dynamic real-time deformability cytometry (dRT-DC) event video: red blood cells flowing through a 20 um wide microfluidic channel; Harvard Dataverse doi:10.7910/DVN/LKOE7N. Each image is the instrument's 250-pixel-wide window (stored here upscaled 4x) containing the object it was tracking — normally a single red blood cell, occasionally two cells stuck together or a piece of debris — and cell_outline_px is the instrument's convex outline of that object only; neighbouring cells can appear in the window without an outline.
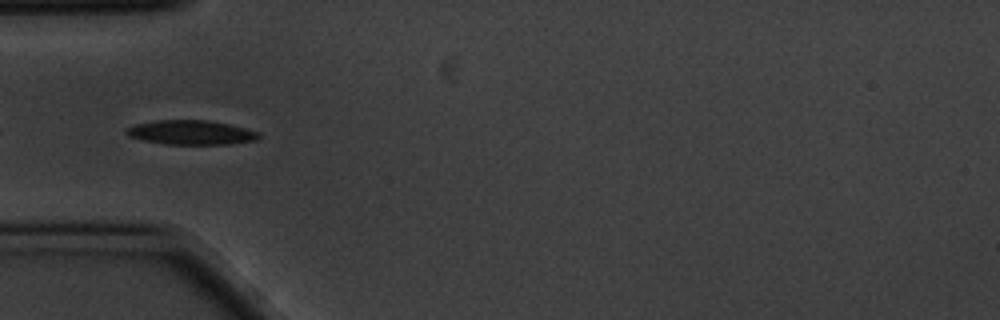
{"species": "common noctule bat (a hibernating species)", "species_latin": "Nyctalus noctula", "temperature_condition": "cold", "stored_images_in_passage": 2, "camera_frame_rate_fps": 3000, "um_per_image_px": 0.085, "animal": {"sex": "male", "body_mass_g": 20.1, "forearm_length_mm": 53.5}, "frame": {"image": 1, "passage_image": 1, "time_ms": 0.0, "image_size_px": [1000, 320], "cell_outline_px": [[260, 136], [256, 140], [228, 144], [164, 144], [144, 140], [128, 136], [124, 132], [124, 128], [136, 124], [156, 120], [208, 120], [228, 124], [260, 132]], "centroid_in_image_um": [16.2, 11.26], "position_along_channel_um": 68.8, "area_um2": 18.79}}